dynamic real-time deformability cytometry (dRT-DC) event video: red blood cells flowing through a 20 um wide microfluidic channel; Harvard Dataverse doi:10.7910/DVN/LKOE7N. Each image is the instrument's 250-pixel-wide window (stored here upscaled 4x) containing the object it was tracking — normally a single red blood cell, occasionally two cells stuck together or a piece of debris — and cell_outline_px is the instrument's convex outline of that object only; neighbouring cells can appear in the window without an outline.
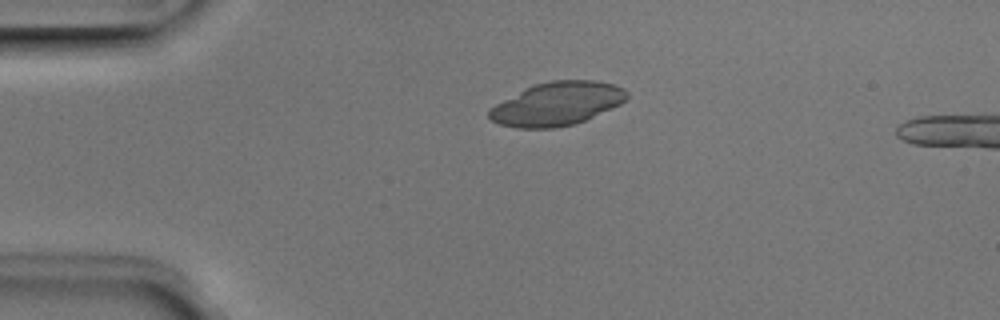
{"species": "Egyptian fruit bat (a non-hibernating species)", "species_latin": "Rousettus aegyptiacus", "temperature_condition": "room temperature", "stored_images_in_passage": 5, "camera_frame_rate_fps": 3000, "um_per_image_px": 0.085, "animal": {"sex": "male"}, "frame": {"image": 1, "passage_image": 3, "time_ms": 0.667, "image_size_px": [1000, 320], "cell_outline_px": [[628, 96], [620, 104], [584, 120], [572, 124], [556, 128], [516, 128], [500, 124], [492, 120], [488, 116], [488, 108], [524, 88], [536, 84], [552, 80], [596, 80], [612, 84], [624, 88], [628, 92]], "centroid_in_image_um": [47.32, 8.81], "position_along_channel_um": 37.7, "area_um2": 34.68}}